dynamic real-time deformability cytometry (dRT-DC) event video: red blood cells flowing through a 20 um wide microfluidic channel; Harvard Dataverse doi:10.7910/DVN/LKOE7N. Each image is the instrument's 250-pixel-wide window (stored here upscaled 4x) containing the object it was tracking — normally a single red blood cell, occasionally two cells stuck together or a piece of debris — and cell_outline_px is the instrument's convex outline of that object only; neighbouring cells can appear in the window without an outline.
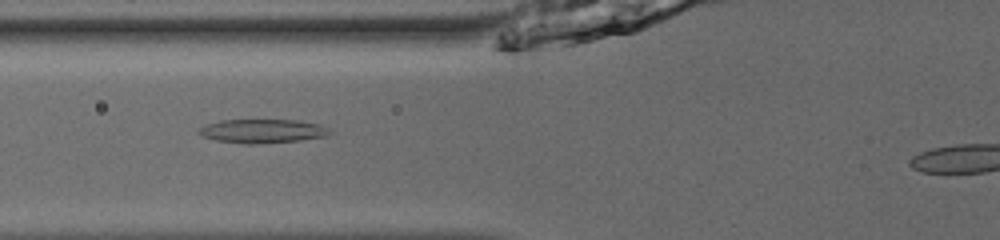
{"species": "common noctule bat (a hibernating species)", "species_latin": "Nyctalus noctula", "temperature_condition": "room temperature", "stored_images_in_passage": 35, "camera_frame_rate_fps": 3000, "um_per_image_px": 0.085, "animal": {"sex": "male", "body_mass_g": 13.0, "forearm_length_mm": 53.1}, "frame": {"image": 1, "passage_image": 8, "time_ms": 2.333, "image_size_px": [1000, 240], "cell_outline_px": [[332, 132], [324, 136], [300, 140], [256, 144], [244, 144], [216, 140], [200, 136], [196, 132], [204, 124], [220, 120], [296, 120], [320, 124], [328, 128]], "centroid_in_image_um": [22.24, 11.14], "position_along_channel_um": 103.6, "area_um2": 18.26}}
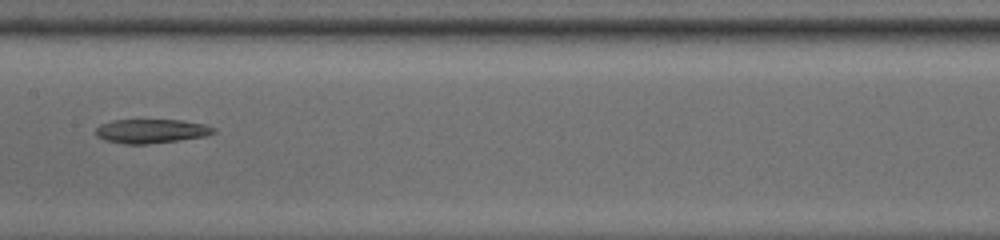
{"frame": {"image": 2, "passage_image": 15, "time_ms": 4.667, "image_size_px": [1000, 240], "cell_outline_px": [[216, 132], [204, 136], [148, 144], [124, 144], [104, 140], [96, 136], [96, 128], [100, 124], [112, 120], [180, 120], [204, 124], [216, 128]], "centroid_in_image_um": [12.82, 11.14], "position_along_channel_um": 194.6, "area_um2": 16.47}}
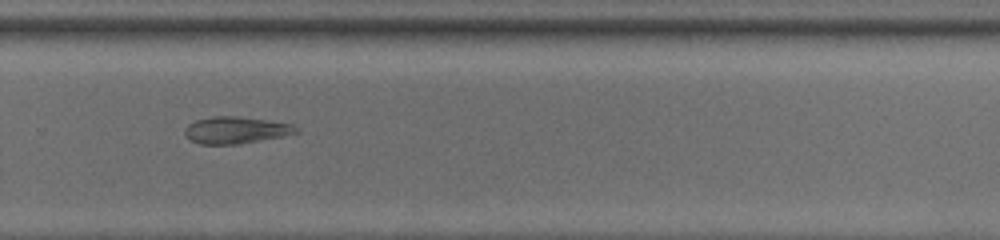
{"frame": {"image": 3, "passage_image": 24, "time_ms": 7.667, "image_size_px": [1000, 240], "cell_outline_px": [[300, 132], [240, 144], [200, 144], [184, 136], [184, 128], [188, 124], [196, 120], [212, 116], [240, 116], [268, 120], [292, 124]], "centroid_in_image_um": [20.0, 11.05], "position_along_channel_um": 309.8, "area_um2": 17.4}}